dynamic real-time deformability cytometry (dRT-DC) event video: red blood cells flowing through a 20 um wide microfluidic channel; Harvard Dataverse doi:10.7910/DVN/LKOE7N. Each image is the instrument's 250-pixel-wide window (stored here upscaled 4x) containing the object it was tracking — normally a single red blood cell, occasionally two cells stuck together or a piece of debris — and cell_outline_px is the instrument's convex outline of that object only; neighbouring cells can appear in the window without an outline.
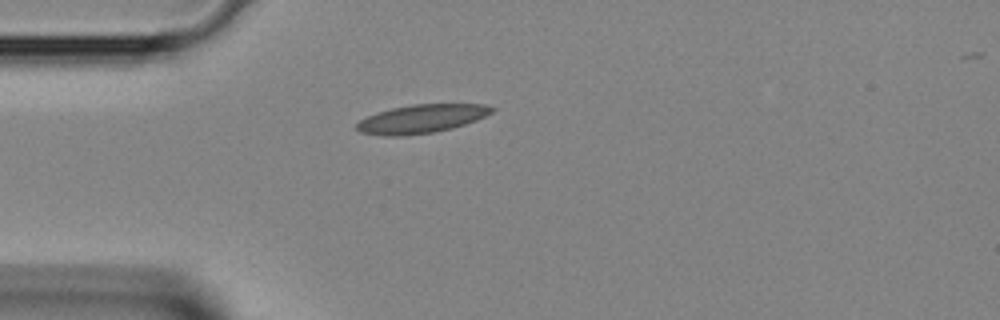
{"species": "Egyptian fruit bat (a non-hibernating species)", "species_latin": "Rousettus aegyptiacus", "temperature_condition": "room temperature", "stored_images_in_passage": 2, "camera_frame_rate_fps": 3000, "um_per_image_px": 0.085, "animal": {"sex": "female"}, "frame": {"image": 1, "passage_image": 2, "time_ms": 0.333, "image_size_px": [1000, 320], "cell_outline_px": [[496, 108], [492, 112], [476, 120], [452, 128], [436, 132], [400, 136], [380, 136], [360, 132], [356, 128], [356, 124], [360, 120], [376, 112], [392, 108], [412, 104], [484, 104]], "centroid_in_image_um": [35.8, 10.1], "position_along_channel_um": 49.2, "area_um2": 22.48}}